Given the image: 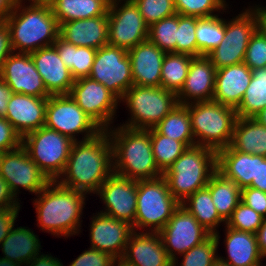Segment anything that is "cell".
Segmentation results:
<instances>
[{
  "label": "cell",
  "instance_id": "1",
  "mask_svg": "<svg viewBox=\"0 0 266 266\" xmlns=\"http://www.w3.org/2000/svg\"><path fill=\"white\" fill-rule=\"evenodd\" d=\"M113 162L110 136L102 130L92 138L73 142L64 178L57 182L69 189L95 194L113 173Z\"/></svg>",
  "mask_w": 266,
  "mask_h": 266
},
{
  "label": "cell",
  "instance_id": "2",
  "mask_svg": "<svg viewBox=\"0 0 266 266\" xmlns=\"http://www.w3.org/2000/svg\"><path fill=\"white\" fill-rule=\"evenodd\" d=\"M108 131L110 130L107 129V133L110 134L112 143L115 174L137 181L163 175L152 152L150 129L120 126L115 131Z\"/></svg>",
  "mask_w": 266,
  "mask_h": 266
},
{
  "label": "cell",
  "instance_id": "3",
  "mask_svg": "<svg viewBox=\"0 0 266 266\" xmlns=\"http://www.w3.org/2000/svg\"><path fill=\"white\" fill-rule=\"evenodd\" d=\"M38 194L34 206L42 230L66 237L78 233L86 193L51 181Z\"/></svg>",
  "mask_w": 266,
  "mask_h": 266
},
{
  "label": "cell",
  "instance_id": "4",
  "mask_svg": "<svg viewBox=\"0 0 266 266\" xmlns=\"http://www.w3.org/2000/svg\"><path fill=\"white\" fill-rule=\"evenodd\" d=\"M21 8V13H18ZM4 22L10 32L13 52L19 50V53H31L53 46L59 37L60 25L51 7H23L21 2L17 1L13 12Z\"/></svg>",
  "mask_w": 266,
  "mask_h": 266
},
{
  "label": "cell",
  "instance_id": "5",
  "mask_svg": "<svg viewBox=\"0 0 266 266\" xmlns=\"http://www.w3.org/2000/svg\"><path fill=\"white\" fill-rule=\"evenodd\" d=\"M217 152L205 146L187 148L163 173L172 196L182 204L191 194L207 186L216 171Z\"/></svg>",
  "mask_w": 266,
  "mask_h": 266
},
{
  "label": "cell",
  "instance_id": "6",
  "mask_svg": "<svg viewBox=\"0 0 266 266\" xmlns=\"http://www.w3.org/2000/svg\"><path fill=\"white\" fill-rule=\"evenodd\" d=\"M193 103V104H192ZM188 104L192 132L196 145L209 147L216 152L228 147L237 120L236 109L215 101Z\"/></svg>",
  "mask_w": 266,
  "mask_h": 266
},
{
  "label": "cell",
  "instance_id": "7",
  "mask_svg": "<svg viewBox=\"0 0 266 266\" xmlns=\"http://www.w3.org/2000/svg\"><path fill=\"white\" fill-rule=\"evenodd\" d=\"M135 222L136 228L150 226L151 232L158 233L172 217L180 203L169 191L167 180L162 175L154 179L137 181Z\"/></svg>",
  "mask_w": 266,
  "mask_h": 266
},
{
  "label": "cell",
  "instance_id": "8",
  "mask_svg": "<svg viewBox=\"0 0 266 266\" xmlns=\"http://www.w3.org/2000/svg\"><path fill=\"white\" fill-rule=\"evenodd\" d=\"M73 142L64 134L46 126L22 137V146L50 181H57L61 178Z\"/></svg>",
  "mask_w": 266,
  "mask_h": 266
},
{
  "label": "cell",
  "instance_id": "9",
  "mask_svg": "<svg viewBox=\"0 0 266 266\" xmlns=\"http://www.w3.org/2000/svg\"><path fill=\"white\" fill-rule=\"evenodd\" d=\"M131 111L132 129L154 128L177 104V95L162 87L131 86L121 98Z\"/></svg>",
  "mask_w": 266,
  "mask_h": 266
},
{
  "label": "cell",
  "instance_id": "10",
  "mask_svg": "<svg viewBox=\"0 0 266 266\" xmlns=\"http://www.w3.org/2000/svg\"><path fill=\"white\" fill-rule=\"evenodd\" d=\"M247 9L233 21L225 22V35L207 57L216 69L243 63L248 43L259 28V7Z\"/></svg>",
  "mask_w": 266,
  "mask_h": 266
},
{
  "label": "cell",
  "instance_id": "11",
  "mask_svg": "<svg viewBox=\"0 0 266 266\" xmlns=\"http://www.w3.org/2000/svg\"><path fill=\"white\" fill-rule=\"evenodd\" d=\"M44 126L58 131L74 142L75 134L85 132L84 140L92 138L103 129L88 116L70 95L47 97Z\"/></svg>",
  "mask_w": 266,
  "mask_h": 266
},
{
  "label": "cell",
  "instance_id": "12",
  "mask_svg": "<svg viewBox=\"0 0 266 266\" xmlns=\"http://www.w3.org/2000/svg\"><path fill=\"white\" fill-rule=\"evenodd\" d=\"M89 77L121 100L124 93L133 86L128 51L109 44L97 49Z\"/></svg>",
  "mask_w": 266,
  "mask_h": 266
},
{
  "label": "cell",
  "instance_id": "13",
  "mask_svg": "<svg viewBox=\"0 0 266 266\" xmlns=\"http://www.w3.org/2000/svg\"><path fill=\"white\" fill-rule=\"evenodd\" d=\"M120 1L111 0L108 8V44L128 51L148 40L149 26L132 0L119 8Z\"/></svg>",
  "mask_w": 266,
  "mask_h": 266
},
{
  "label": "cell",
  "instance_id": "14",
  "mask_svg": "<svg viewBox=\"0 0 266 266\" xmlns=\"http://www.w3.org/2000/svg\"><path fill=\"white\" fill-rule=\"evenodd\" d=\"M0 175L8 183L15 198L20 187L38 194L51 182L22 145L0 154Z\"/></svg>",
  "mask_w": 266,
  "mask_h": 266
},
{
  "label": "cell",
  "instance_id": "15",
  "mask_svg": "<svg viewBox=\"0 0 266 266\" xmlns=\"http://www.w3.org/2000/svg\"><path fill=\"white\" fill-rule=\"evenodd\" d=\"M165 250L176 266V255L184 254L205 241L211 233L191 215L182 204L174 211L166 225L158 232Z\"/></svg>",
  "mask_w": 266,
  "mask_h": 266
},
{
  "label": "cell",
  "instance_id": "16",
  "mask_svg": "<svg viewBox=\"0 0 266 266\" xmlns=\"http://www.w3.org/2000/svg\"><path fill=\"white\" fill-rule=\"evenodd\" d=\"M69 95L103 130L109 128L120 100L114 93L90 77H83L75 80Z\"/></svg>",
  "mask_w": 266,
  "mask_h": 266
},
{
  "label": "cell",
  "instance_id": "17",
  "mask_svg": "<svg viewBox=\"0 0 266 266\" xmlns=\"http://www.w3.org/2000/svg\"><path fill=\"white\" fill-rule=\"evenodd\" d=\"M106 205L101 213L131 225L135 222L137 201V180L114 172L99 187L98 192Z\"/></svg>",
  "mask_w": 266,
  "mask_h": 266
},
{
  "label": "cell",
  "instance_id": "18",
  "mask_svg": "<svg viewBox=\"0 0 266 266\" xmlns=\"http://www.w3.org/2000/svg\"><path fill=\"white\" fill-rule=\"evenodd\" d=\"M0 78L9 86L12 93L34 97L50 96L30 53L12 52L3 62Z\"/></svg>",
  "mask_w": 266,
  "mask_h": 266
},
{
  "label": "cell",
  "instance_id": "19",
  "mask_svg": "<svg viewBox=\"0 0 266 266\" xmlns=\"http://www.w3.org/2000/svg\"><path fill=\"white\" fill-rule=\"evenodd\" d=\"M93 218L90 227L92 241L90 248L105 252L116 261H120L130 236L134 232L133 226L103 214L101 211Z\"/></svg>",
  "mask_w": 266,
  "mask_h": 266
},
{
  "label": "cell",
  "instance_id": "20",
  "mask_svg": "<svg viewBox=\"0 0 266 266\" xmlns=\"http://www.w3.org/2000/svg\"><path fill=\"white\" fill-rule=\"evenodd\" d=\"M30 56L50 95H69L75 82L70 69L54 46L40 48Z\"/></svg>",
  "mask_w": 266,
  "mask_h": 266
},
{
  "label": "cell",
  "instance_id": "21",
  "mask_svg": "<svg viewBox=\"0 0 266 266\" xmlns=\"http://www.w3.org/2000/svg\"><path fill=\"white\" fill-rule=\"evenodd\" d=\"M129 266H173L159 233L134 231L119 261Z\"/></svg>",
  "mask_w": 266,
  "mask_h": 266
},
{
  "label": "cell",
  "instance_id": "22",
  "mask_svg": "<svg viewBox=\"0 0 266 266\" xmlns=\"http://www.w3.org/2000/svg\"><path fill=\"white\" fill-rule=\"evenodd\" d=\"M47 97L13 93L7 104L5 118L23 137L45 124Z\"/></svg>",
  "mask_w": 266,
  "mask_h": 266
},
{
  "label": "cell",
  "instance_id": "23",
  "mask_svg": "<svg viewBox=\"0 0 266 266\" xmlns=\"http://www.w3.org/2000/svg\"><path fill=\"white\" fill-rule=\"evenodd\" d=\"M215 74L216 68L207 56L194 57L190 63L185 83L177 94L178 104L187 105L192 99L194 102L212 101L215 90Z\"/></svg>",
  "mask_w": 266,
  "mask_h": 266
},
{
  "label": "cell",
  "instance_id": "24",
  "mask_svg": "<svg viewBox=\"0 0 266 266\" xmlns=\"http://www.w3.org/2000/svg\"><path fill=\"white\" fill-rule=\"evenodd\" d=\"M165 54L149 40L129 49L133 85L161 87V69Z\"/></svg>",
  "mask_w": 266,
  "mask_h": 266
},
{
  "label": "cell",
  "instance_id": "25",
  "mask_svg": "<svg viewBox=\"0 0 266 266\" xmlns=\"http://www.w3.org/2000/svg\"><path fill=\"white\" fill-rule=\"evenodd\" d=\"M251 78L252 71L244 62L216 69L212 101L237 109Z\"/></svg>",
  "mask_w": 266,
  "mask_h": 266
},
{
  "label": "cell",
  "instance_id": "26",
  "mask_svg": "<svg viewBox=\"0 0 266 266\" xmlns=\"http://www.w3.org/2000/svg\"><path fill=\"white\" fill-rule=\"evenodd\" d=\"M59 36L80 47L99 49L108 44V13L60 24Z\"/></svg>",
  "mask_w": 266,
  "mask_h": 266
},
{
  "label": "cell",
  "instance_id": "27",
  "mask_svg": "<svg viewBox=\"0 0 266 266\" xmlns=\"http://www.w3.org/2000/svg\"><path fill=\"white\" fill-rule=\"evenodd\" d=\"M216 170L240 189L248 187L257 178L258 155L242 153L230 146L222 148L217 151Z\"/></svg>",
  "mask_w": 266,
  "mask_h": 266
},
{
  "label": "cell",
  "instance_id": "28",
  "mask_svg": "<svg viewBox=\"0 0 266 266\" xmlns=\"http://www.w3.org/2000/svg\"><path fill=\"white\" fill-rule=\"evenodd\" d=\"M226 227L225 242L229 258L218 259L230 266H260L264 257L259 251L256 234Z\"/></svg>",
  "mask_w": 266,
  "mask_h": 266
},
{
  "label": "cell",
  "instance_id": "29",
  "mask_svg": "<svg viewBox=\"0 0 266 266\" xmlns=\"http://www.w3.org/2000/svg\"><path fill=\"white\" fill-rule=\"evenodd\" d=\"M229 146L242 153L266 157V126L255 118L238 117Z\"/></svg>",
  "mask_w": 266,
  "mask_h": 266
},
{
  "label": "cell",
  "instance_id": "30",
  "mask_svg": "<svg viewBox=\"0 0 266 266\" xmlns=\"http://www.w3.org/2000/svg\"><path fill=\"white\" fill-rule=\"evenodd\" d=\"M26 227L11 228L9 234L1 242L5 259L20 265H26L36 256L41 249L39 239Z\"/></svg>",
  "mask_w": 266,
  "mask_h": 266
},
{
  "label": "cell",
  "instance_id": "31",
  "mask_svg": "<svg viewBox=\"0 0 266 266\" xmlns=\"http://www.w3.org/2000/svg\"><path fill=\"white\" fill-rule=\"evenodd\" d=\"M111 0H55L51 10L61 23L89 19L108 13Z\"/></svg>",
  "mask_w": 266,
  "mask_h": 266
},
{
  "label": "cell",
  "instance_id": "32",
  "mask_svg": "<svg viewBox=\"0 0 266 266\" xmlns=\"http://www.w3.org/2000/svg\"><path fill=\"white\" fill-rule=\"evenodd\" d=\"M206 187L210 191L215 208L226 222L241 201V189L233 180L225 178L217 170L211 175Z\"/></svg>",
  "mask_w": 266,
  "mask_h": 266
},
{
  "label": "cell",
  "instance_id": "33",
  "mask_svg": "<svg viewBox=\"0 0 266 266\" xmlns=\"http://www.w3.org/2000/svg\"><path fill=\"white\" fill-rule=\"evenodd\" d=\"M154 128L164 136L183 142L188 148L196 145L188 104H177Z\"/></svg>",
  "mask_w": 266,
  "mask_h": 266
},
{
  "label": "cell",
  "instance_id": "34",
  "mask_svg": "<svg viewBox=\"0 0 266 266\" xmlns=\"http://www.w3.org/2000/svg\"><path fill=\"white\" fill-rule=\"evenodd\" d=\"M53 46L57 49L64 64L70 69L75 80L89 77L96 56V49L75 46L60 36L56 39Z\"/></svg>",
  "mask_w": 266,
  "mask_h": 266
},
{
  "label": "cell",
  "instance_id": "35",
  "mask_svg": "<svg viewBox=\"0 0 266 266\" xmlns=\"http://www.w3.org/2000/svg\"><path fill=\"white\" fill-rule=\"evenodd\" d=\"M182 205L211 234L216 232L215 230L219 223L225 221L215 208L212 196L207 187L201 188L191 194Z\"/></svg>",
  "mask_w": 266,
  "mask_h": 266
},
{
  "label": "cell",
  "instance_id": "36",
  "mask_svg": "<svg viewBox=\"0 0 266 266\" xmlns=\"http://www.w3.org/2000/svg\"><path fill=\"white\" fill-rule=\"evenodd\" d=\"M251 71L250 84L236 109L237 117L253 118L266 107V67Z\"/></svg>",
  "mask_w": 266,
  "mask_h": 266
},
{
  "label": "cell",
  "instance_id": "37",
  "mask_svg": "<svg viewBox=\"0 0 266 266\" xmlns=\"http://www.w3.org/2000/svg\"><path fill=\"white\" fill-rule=\"evenodd\" d=\"M193 58L188 54L166 53L161 69V87L177 95L185 83Z\"/></svg>",
  "mask_w": 266,
  "mask_h": 266
},
{
  "label": "cell",
  "instance_id": "38",
  "mask_svg": "<svg viewBox=\"0 0 266 266\" xmlns=\"http://www.w3.org/2000/svg\"><path fill=\"white\" fill-rule=\"evenodd\" d=\"M195 35L197 40V57L207 56L224 38L225 21L217 15L197 17Z\"/></svg>",
  "mask_w": 266,
  "mask_h": 266
},
{
  "label": "cell",
  "instance_id": "39",
  "mask_svg": "<svg viewBox=\"0 0 266 266\" xmlns=\"http://www.w3.org/2000/svg\"><path fill=\"white\" fill-rule=\"evenodd\" d=\"M150 136L155 162L163 173L188 148L183 142L164 136L155 128L150 129Z\"/></svg>",
  "mask_w": 266,
  "mask_h": 266
},
{
  "label": "cell",
  "instance_id": "40",
  "mask_svg": "<svg viewBox=\"0 0 266 266\" xmlns=\"http://www.w3.org/2000/svg\"><path fill=\"white\" fill-rule=\"evenodd\" d=\"M178 13L154 22L148 29V40L165 53H176Z\"/></svg>",
  "mask_w": 266,
  "mask_h": 266
},
{
  "label": "cell",
  "instance_id": "41",
  "mask_svg": "<svg viewBox=\"0 0 266 266\" xmlns=\"http://www.w3.org/2000/svg\"><path fill=\"white\" fill-rule=\"evenodd\" d=\"M219 237L216 230L205 241L184 253L181 266H212L218 260L215 253L219 244Z\"/></svg>",
  "mask_w": 266,
  "mask_h": 266
},
{
  "label": "cell",
  "instance_id": "42",
  "mask_svg": "<svg viewBox=\"0 0 266 266\" xmlns=\"http://www.w3.org/2000/svg\"><path fill=\"white\" fill-rule=\"evenodd\" d=\"M196 28V16H183L178 14L176 53L197 57Z\"/></svg>",
  "mask_w": 266,
  "mask_h": 266
},
{
  "label": "cell",
  "instance_id": "43",
  "mask_svg": "<svg viewBox=\"0 0 266 266\" xmlns=\"http://www.w3.org/2000/svg\"><path fill=\"white\" fill-rule=\"evenodd\" d=\"M263 218L262 215L240 201L225 224L238 231L256 234L262 225Z\"/></svg>",
  "mask_w": 266,
  "mask_h": 266
},
{
  "label": "cell",
  "instance_id": "44",
  "mask_svg": "<svg viewBox=\"0 0 266 266\" xmlns=\"http://www.w3.org/2000/svg\"><path fill=\"white\" fill-rule=\"evenodd\" d=\"M225 2V0H174V6L179 15L202 18L214 16L212 14L214 10L225 9Z\"/></svg>",
  "mask_w": 266,
  "mask_h": 266
},
{
  "label": "cell",
  "instance_id": "45",
  "mask_svg": "<svg viewBox=\"0 0 266 266\" xmlns=\"http://www.w3.org/2000/svg\"><path fill=\"white\" fill-rule=\"evenodd\" d=\"M139 9L144 22L152 23L176 14L174 0H132Z\"/></svg>",
  "mask_w": 266,
  "mask_h": 266
},
{
  "label": "cell",
  "instance_id": "46",
  "mask_svg": "<svg viewBox=\"0 0 266 266\" xmlns=\"http://www.w3.org/2000/svg\"><path fill=\"white\" fill-rule=\"evenodd\" d=\"M243 62L251 70L266 67V35L260 28L252 35Z\"/></svg>",
  "mask_w": 266,
  "mask_h": 266
},
{
  "label": "cell",
  "instance_id": "47",
  "mask_svg": "<svg viewBox=\"0 0 266 266\" xmlns=\"http://www.w3.org/2000/svg\"><path fill=\"white\" fill-rule=\"evenodd\" d=\"M116 260L100 250L89 248L80 254L69 266H115Z\"/></svg>",
  "mask_w": 266,
  "mask_h": 266
},
{
  "label": "cell",
  "instance_id": "48",
  "mask_svg": "<svg viewBox=\"0 0 266 266\" xmlns=\"http://www.w3.org/2000/svg\"><path fill=\"white\" fill-rule=\"evenodd\" d=\"M22 145L21 135L12 127L11 123L0 116V154L14 150Z\"/></svg>",
  "mask_w": 266,
  "mask_h": 266
},
{
  "label": "cell",
  "instance_id": "49",
  "mask_svg": "<svg viewBox=\"0 0 266 266\" xmlns=\"http://www.w3.org/2000/svg\"><path fill=\"white\" fill-rule=\"evenodd\" d=\"M241 201L263 217H266V192L252 187L242 188Z\"/></svg>",
  "mask_w": 266,
  "mask_h": 266
},
{
  "label": "cell",
  "instance_id": "50",
  "mask_svg": "<svg viewBox=\"0 0 266 266\" xmlns=\"http://www.w3.org/2000/svg\"><path fill=\"white\" fill-rule=\"evenodd\" d=\"M20 207L0 209V244L9 234L17 218Z\"/></svg>",
  "mask_w": 266,
  "mask_h": 266
},
{
  "label": "cell",
  "instance_id": "51",
  "mask_svg": "<svg viewBox=\"0 0 266 266\" xmlns=\"http://www.w3.org/2000/svg\"><path fill=\"white\" fill-rule=\"evenodd\" d=\"M12 51L8 26L4 21H0V72L3 62L12 53Z\"/></svg>",
  "mask_w": 266,
  "mask_h": 266
},
{
  "label": "cell",
  "instance_id": "52",
  "mask_svg": "<svg viewBox=\"0 0 266 266\" xmlns=\"http://www.w3.org/2000/svg\"><path fill=\"white\" fill-rule=\"evenodd\" d=\"M14 197L15 196L11 192L8 183L0 175V209L20 207L19 202L16 201L18 199Z\"/></svg>",
  "mask_w": 266,
  "mask_h": 266
},
{
  "label": "cell",
  "instance_id": "53",
  "mask_svg": "<svg viewBox=\"0 0 266 266\" xmlns=\"http://www.w3.org/2000/svg\"><path fill=\"white\" fill-rule=\"evenodd\" d=\"M248 187L266 192V157L258 155L257 178Z\"/></svg>",
  "mask_w": 266,
  "mask_h": 266
},
{
  "label": "cell",
  "instance_id": "54",
  "mask_svg": "<svg viewBox=\"0 0 266 266\" xmlns=\"http://www.w3.org/2000/svg\"><path fill=\"white\" fill-rule=\"evenodd\" d=\"M12 90L9 86L0 78V116H5L7 110V104L12 95Z\"/></svg>",
  "mask_w": 266,
  "mask_h": 266
},
{
  "label": "cell",
  "instance_id": "55",
  "mask_svg": "<svg viewBox=\"0 0 266 266\" xmlns=\"http://www.w3.org/2000/svg\"><path fill=\"white\" fill-rule=\"evenodd\" d=\"M27 266H63V264L57 258L42 254L34 257Z\"/></svg>",
  "mask_w": 266,
  "mask_h": 266
},
{
  "label": "cell",
  "instance_id": "56",
  "mask_svg": "<svg viewBox=\"0 0 266 266\" xmlns=\"http://www.w3.org/2000/svg\"><path fill=\"white\" fill-rule=\"evenodd\" d=\"M258 247L261 255L266 256V217L263 218L262 225L256 233Z\"/></svg>",
  "mask_w": 266,
  "mask_h": 266
},
{
  "label": "cell",
  "instance_id": "57",
  "mask_svg": "<svg viewBox=\"0 0 266 266\" xmlns=\"http://www.w3.org/2000/svg\"><path fill=\"white\" fill-rule=\"evenodd\" d=\"M17 0H0V21H5L13 12Z\"/></svg>",
  "mask_w": 266,
  "mask_h": 266
},
{
  "label": "cell",
  "instance_id": "58",
  "mask_svg": "<svg viewBox=\"0 0 266 266\" xmlns=\"http://www.w3.org/2000/svg\"><path fill=\"white\" fill-rule=\"evenodd\" d=\"M259 28L266 35V9L259 7Z\"/></svg>",
  "mask_w": 266,
  "mask_h": 266
},
{
  "label": "cell",
  "instance_id": "59",
  "mask_svg": "<svg viewBox=\"0 0 266 266\" xmlns=\"http://www.w3.org/2000/svg\"><path fill=\"white\" fill-rule=\"evenodd\" d=\"M19 2H22L23 0H17ZM32 2L30 3V6H47L51 7L55 0H31Z\"/></svg>",
  "mask_w": 266,
  "mask_h": 266
},
{
  "label": "cell",
  "instance_id": "60",
  "mask_svg": "<svg viewBox=\"0 0 266 266\" xmlns=\"http://www.w3.org/2000/svg\"><path fill=\"white\" fill-rule=\"evenodd\" d=\"M253 118H255L260 124L266 126V107L257 113Z\"/></svg>",
  "mask_w": 266,
  "mask_h": 266
},
{
  "label": "cell",
  "instance_id": "61",
  "mask_svg": "<svg viewBox=\"0 0 266 266\" xmlns=\"http://www.w3.org/2000/svg\"><path fill=\"white\" fill-rule=\"evenodd\" d=\"M0 266H21V265L15 262H11L8 259L0 258Z\"/></svg>",
  "mask_w": 266,
  "mask_h": 266
},
{
  "label": "cell",
  "instance_id": "62",
  "mask_svg": "<svg viewBox=\"0 0 266 266\" xmlns=\"http://www.w3.org/2000/svg\"><path fill=\"white\" fill-rule=\"evenodd\" d=\"M212 266H230V265L218 259Z\"/></svg>",
  "mask_w": 266,
  "mask_h": 266
},
{
  "label": "cell",
  "instance_id": "63",
  "mask_svg": "<svg viewBox=\"0 0 266 266\" xmlns=\"http://www.w3.org/2000/svg\"><path fill=\"white\" fill-rule=\"evenodd\" d=\"M116 264H118L117 266H129V265H126V264H121L119 261L116 262Z\"/></svg>",
  "mask_w": 266,
  "mask_h": 266
}]
</instances>
